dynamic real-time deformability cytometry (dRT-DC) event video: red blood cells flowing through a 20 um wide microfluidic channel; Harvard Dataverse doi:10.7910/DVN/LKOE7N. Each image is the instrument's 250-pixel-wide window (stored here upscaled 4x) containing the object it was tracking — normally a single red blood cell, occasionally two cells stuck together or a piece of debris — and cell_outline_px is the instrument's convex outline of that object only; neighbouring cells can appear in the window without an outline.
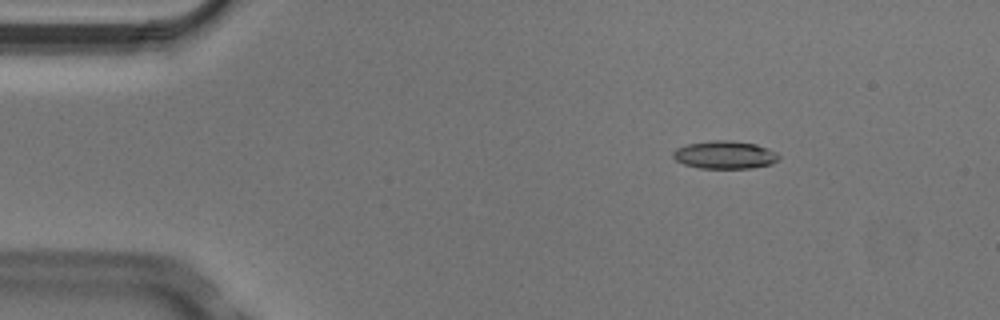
{"species": "Egyptian fruit bat (a non-hibernating species)", "species_latin": "Rousettus aegyptiacus", "temperature_condition": "cold", "stored_images_in_passage": 5, "camera_frame_rate_fps": 3000, "um_per_image_px": 0.085, "animal": {"sex": "male"}, "frame": {"image": 1, "passage_image": 3, "time_ms": 0.667, "image_size_px": [1000, 320], "cell_outline_px": [[780, 156], [772, 164], [752, 168], [700, 168], [684, 164], [676, 160], [672, 156], [672, 152], [676, 148], [688, 144], [712, 140], [732, 140], [756, 144], [768, 148], [776, 152]], "centroid_in_image_um": [61.61, 13.16], "position_along_channel_um": 23.4, "area_um2": 17.22}}